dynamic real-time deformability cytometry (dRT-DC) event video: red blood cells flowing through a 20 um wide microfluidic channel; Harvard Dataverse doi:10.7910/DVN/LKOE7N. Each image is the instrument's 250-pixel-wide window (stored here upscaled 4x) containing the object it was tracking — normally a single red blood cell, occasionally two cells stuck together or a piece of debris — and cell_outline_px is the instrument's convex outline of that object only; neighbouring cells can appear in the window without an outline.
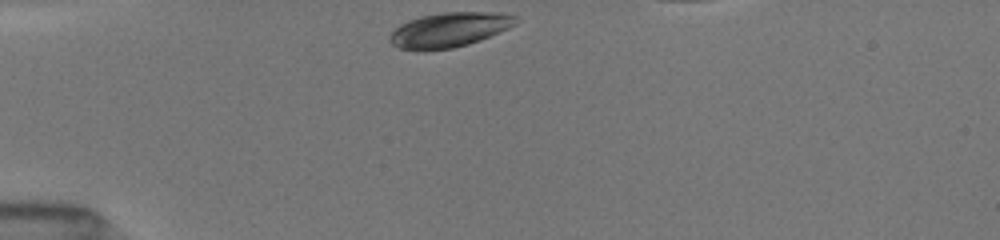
{"species": "common noctule bat (a hibernating species)", "species_latin": "Nyctalus noctula", "temperature_condition": "room temperature", "stored_images_in_passage": 35, "camera_frame_rate_fps": 3000, "um_per_image_px": 0.085, "animal": {"sex": "female", "body_mass_g": 19.5, "forearm_length_mm": 54.1}, "frame": {"image": 1, "passage_image": 1, "time_ms": 0.0, "image_size_px": [1000, 240], "cell_outline_px": [[516, 16], [512, 24], [508, 28], [480, 40], [468, 44], [452, 48], [400, 48], [392, 44], [388, 40], [392, 32], [400, 24], [408, 20], [424, 16], [444, 12], [484, 12]], "centroid_in_image_um": [38.15, 2.51], "position_along_channel_um": 46.9, "area_um2": 24.33}}
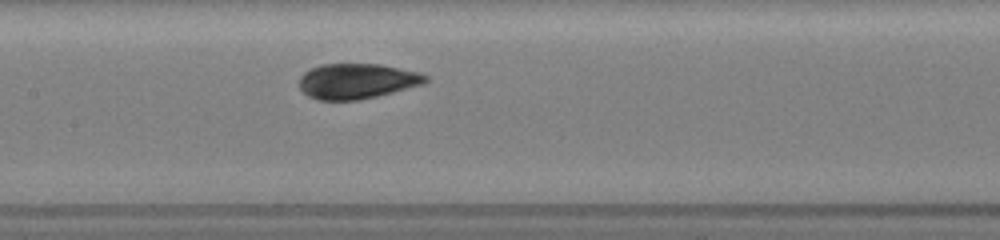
{"frame": {"image": 2, "passage_image": 13, "time_ms": 4.0, "image_size_px": [1000, 240], "cell_outline_px": [[428, 80], [424, 84], [360, 100], [320, 100], [308, 96], [300, 88], [300, 76], [304, 72], [320, 64], [380, 64], [420, 72], [428, 76]], "centroid_in_image_um": [30.35, 6.89], "position_along_channel_um": 177.0, "area_um2": 25.95}}
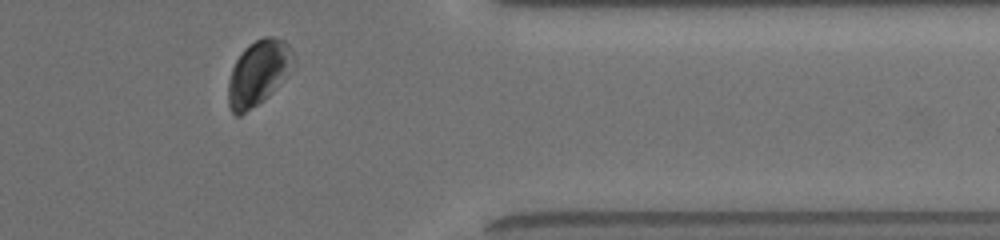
{"frame": {"image": 3, "passage_image": 30, "time_ms": 9.667, "image_size_px": [1000, 240], "cell_outline_px": [[292, 52], [268, 96], [264, 100], [240, 116], [236, 116], [232, 112], [228, 104], [228, 80], [232, 68], [236, 60], [244, 48], [256, 40], [264, 36], [272, 36], [284, 40], [292, 48]], "centroid_in_image_um": [21.79, 6.2], "position_along_channel_um": 389.6, "area_um2": 23.12}}